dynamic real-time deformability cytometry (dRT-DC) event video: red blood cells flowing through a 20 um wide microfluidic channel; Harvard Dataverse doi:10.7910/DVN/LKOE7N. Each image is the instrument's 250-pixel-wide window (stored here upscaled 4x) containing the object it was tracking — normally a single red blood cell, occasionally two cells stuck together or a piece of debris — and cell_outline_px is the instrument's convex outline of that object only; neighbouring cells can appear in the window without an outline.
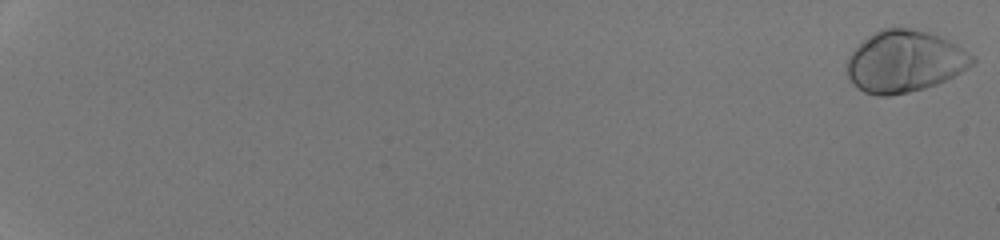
{"species": "human", "species_latin": "Homo sapiens", "temperature_condition": "room temperature", "stored_images_in_passage": 54, "camera_frame_rate_fps": 3000, "um_per_image_px": 0.085, "donor": {"sex": "male"}, "frame": {"image": 1, "passage_image": 1, "time_ms": 0.0, "image_size_px": [1000, 240], "cell_outline_px": [[976, 60], [968, 68], [936, 84], [924, 88], [908, 92], [888, 96], [876, 96], [864, 92], [848, 76], [848, 56], [868, 36], [880, 28], [908, 28], [928, 32], [940, 36], [956, 44], [976, 56]], "centroid_in_image_um": [76.92, 5.21], "position_along_channel_um": 8.1, "area_um2": 44.68}}
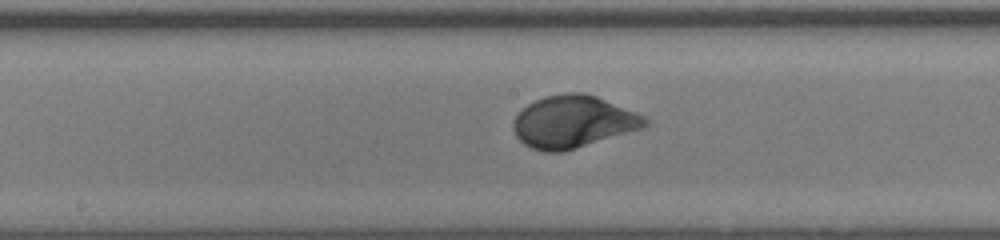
{"frame": {"image": 2, "passage_image": 33, "time_ms": 10.667, "image_size_px": [1000, 240], "cell_outline_px": [[648, 124], [644, 128], [564, 152], [544, 152], [532, 148], [524, 144], [516, 136], [512, 128], [512, 120], [528, 104], [544, 96], [564, 92], [584, 92], [596, 96], [636, 112], [644, 116], [648, 120]], "centroid_in_image_um": [48.71, 10.35], "position_along_channel_um": 199.5, "area_um2": 40.29}}
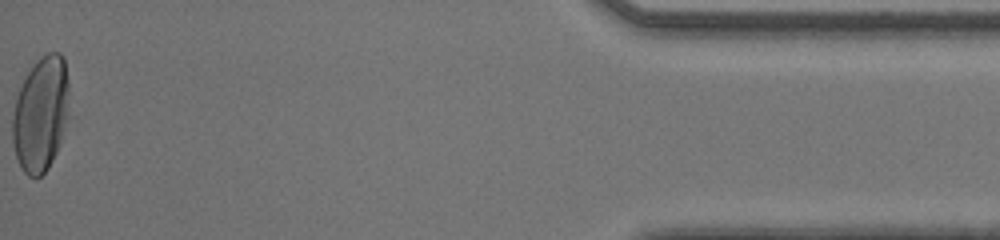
{"frame": {"image": 3, "passage_image": 54, "time_ms": 17.667, "image_size_px": [1000, 240], "cell_outline_px": [[68, 116], [60, 144], [48, 168], [36, 180], [28, 176], [20, 168], [12, 144], [12, 116], [16, 100], [20, 88], [28, 72], [40, 56], [48, 52], [60, 52], [64, 56], [68, 80]], "centroid_in_image_um": [3.46, 9.71], "position_along_channel_um": 431.7, "area_um2": 38.21}, "authors_computed_cell_mechanics": {"area_um2": 40.2866, "velocity_mm_per_s": 4.246, "shape_relaxation_time_tau1_ms": 2.1296, "shape_relaxation_time_tau2_ms": null, "deformation_change_tau1": 0.1522, "deformation_change_tau2": null}}